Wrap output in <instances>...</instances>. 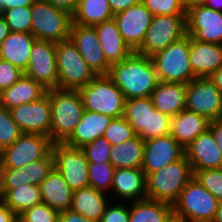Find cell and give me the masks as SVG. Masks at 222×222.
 I'll list each match as a JSON object with an SVG mask.
<instances>
[{"label":"cell","mask_w":222,"mask_h":222,"mask_svg":"<svg viewBox=\"0 0 222 222\" xmlns=\"http://www.w3.org/2000/svg\"><path fill=\"white\" fill-rule=\"evenodd\" d=\"M109 76L126 100L150 97L159 83L151 57L136 52L126 59L112 64Z\"/></svg>","instance_id":"obj_1"},{"label":"cell","mask_w":222,"mask_h":222,"mask_svg":"<svg viewBox=\"0 0 222 222\" xmlns=\"http://www.w3.org/2000/svg\"><path fill=\"white\" fill-rule=\"evenodd\" d=\"M51 108L50 138L63 143L74 131L85 111L78 90L48 89Z\"/></svg>","instance_id":"obj_2"},{"label":"cell","mask_w":222,"mask_h":222,"mask_svg":"<svg viewBox=\"0 0 222 222\" xmlns=\"http://www.w3.org/2000/svg\"><path fill=\"white\" fill-rule=\"evenodd\" d=\"M193 177L191 165L184 155L181 159L146 176V198L173 205Z\"/></svg>","instance_id":"obj_3"},{"label":"cell","mask_w":222,"mask_h":222,"mask_svg":"<svg viewBox=\"0 0 222 222\" xmlns=\"http://www.w3.org/2000/svg\"><path fill=\"white\" fill-rule=\"evenodd\" d=\"M219 200L193 177L173 203V215L185 222H213Z\"/></svg>","instance_id":"obj_4"},{"label":"cell","mask_w":222,"mask_h":222,"mask_svg":"<svg viewBox=\"0 0 222 222\" xmlns=\"http://www.w3.org/2000/svg\"><path fill=\"white\" fill-rule=\"evenodd\" d=\"M190 36L185 35L151 56L159 81L188 84L196 76L189 60Z\"/></svg>","instance_id":"obj_5"},{"label":"cell","mask_w":222,"mask_h":222,"mask_svg":"<svg viewBox=\"0 0 222 222\" xmlns=\"http://www.w3.org/2000/svg\"><path fill=\"white\" fill-rule=\"evenodd\" d=\"M78 92L85 110L111 118L123 116L126 99L109 75H97Z\"/></svg>","instance_id":"obj_6"},{"label":"cell","mask_w":222,"mask_h":222,"mask_svg":"<svg viewBox=\"0 0 222 222\" xmlns=\"http://www.w3.org/2000/svg\"><path fill=\"white\" fill-rule=\"evenodd\" d=\"M58 89L79 90L97 75L70 40L56 42Z\"/></svg>","instance_id":"obj_7"},{"label":"cell","mask_w":222,"mask_h":222,"mask_svg":"<svg viewBox=\"0 0 222 222\" xmlns=\"http://www.w3.org/2000/svg\"><path fill=\"white\" fill-rule=\"evenodd\" d=\"M31 34L37 40L60 42L70 39L72 15L46 0H36L31 7Z\"/></svg>","instance_id":"obj_8"},{"label":"cell","mask_w":222,"mask_h":222,"mask_svg":"<svg viewBox=\"0 0 222 222\" xmlns=\"http://www.w3.org/2000/svg\"><path fill=\"white\" fill-rule=\"evenodd\" d=\"M187 35L186 15H154L137 54L151 57Z\"/></svg>","instance_id":"obj_9"},{"label":"cell","mask_w":222,"mask_h":222,"mask_svg":"<svg viewBox=\"0 0 222 222\" xmlns=\"http://www.w3.org/2000/svg\"><path fill=\"white\" fill-rule=\"evenodd\" d=\"M50 137L37 133H22L10 146L0 152V168H21L46 157L51 151Z\"/></svg>","instance_id":"obj_10"},{"label":"cell","mask_w":222,"mask_h":222,"mask_svg":"<svg viewBox=\"0 0 222 222\" xmlns=\"http://www.w3.org/2000/svg\"><path fill=\"white\" fill-rule=\"evenodd\" d=\"M185 109L209 121L222 119V94L209 77H195L186 84Z\"/></svg>","instance_id":"obj_11"},{"label":"cell","mask_w":222,"mask_h":222,"mask_svg":"<svg viewBox=\"0 0 222 222\" xmlns=\"http://www.w3.org/2000/svg\"><path fill=\"white\" fill-rule=\"evenodd\" d=\"M54 167L75 191L89 186L88 160L81 148H73L64 143H53Z\"/></svg>","instance_id":"obj_12"},{"label":"cell","mask_w":222,"mask_h":222,"mask_svg":"<svg viewBox=\"0 0 222 222\" xmlns=\"http://www.w3.org/2000/svg\"><path fill=\"white\" fill-rule=\"evenodd\" d=\"M24 75L40 83L45 89L58 88L56 43L36 40L32 46L29 65Z\"/></svg>","instance_id":"obj_13"},{"label":"cell","mask_w":222,"mask_h":222,"mask_svg":"<svg viewBox=\"0 0 222 222\" xmlns=\"http://www.w3.org/2000/svg\"><path fill=\"white\" fill-rule=\"evenodd\" d=\"M187 35L200 42L222 45V12L205 5L186 11Z\"/></svg>","instance_id":"obj_14"},{"label":"cell","mask_w":222,"mask_h":222,"mask_svg":"<svg viewBox=\"0 0 222 222\" xmlns=\"http://www.w3.org/2000/svg\"><path fill=\"white\" fill-rule=\"evenodd\" d=\"M152 18L142 1L113 16L121 37L133 52L141 46Z\"/></svg>","instance_id":"obj_15"},{"label":"cell","mask_w":222,"mask_h":222,"mask_svg":"<svg viewBox=\"0 0 222 222\" xmlns=\"http://www.w3.org/2000/svg\"><path fill=\"white\" fill-rule=\"evenodd\" d=\"M70 40L96 75H109L111 64L106 60L94 26L71 24Z\"/></svg>","instance_id":"obj_16"},{"label":"cell","mask_w":222,"mask_h":222,"mask_svg":"<svg viewBox=\"0 0 222 222\" xmlns=\"http://www.w3.org/2000/svg\"><path fill=\"white\" fill-rule=\"evenodd\" d=\"M22 133H37L50 137L51 108L49 96L9 109Z\"/></svg>","instance_id":"obj_17"},{"label":"cell","mask_w":222,"mask_h":222,"mask_svg":"<svg viewBox=\"0 0 222 222\" xmlns=\"http://www.w3.org/2000/svg\"><path fill=\"white\" fill-rule=\"evenodd\" d=\"M184 155L185 149L170 134L145 140L141 169L147 176Z\"/></svg>","instance_id":"obj_18"},{"label":"cell","mask_w":222,"mask_h":222,"mask_svg":"<svg viewBox=\"0 0 222 222\" xmlns=\"http://www.w3.org/2000/svg\"><path fill=\"white\" fill-rule=\"evenodd\" d=\"M54 167L52 151L44 158L21 168H0V191H9L25 184L40 185Z\"/></svg>","instance_id":"obj_19"},{"label":"cell","mask_w":222,"mask_h":222,"mask_svg":"<svg viewBox=\"0 0 222 222\" xmlns=\"http://www.w3.org/2000/svg\"><path fill=\"white\" fill-rule=\"evenodd\" d=\"M185 155L193 174L200 170L222 168V155L209 129L185 148Z\"/></svg>","instance_id":"obj_20"},{"label":"cell","mask_w":222,"mask_h":222,"mask_svg":"<svg viewBox=\"0 0 222 222\" xmlns=\"http://www.w3.org/2000/svg\"><path fill=\"white\" fill-rule=\"evenodd\" d=\"M189 60L196 77H209L222 66V45L190 37Z\"/></svg>","instance_id":"obj_21"},{"label":"cell","mask_w":222,"mask_h":222,"mask_svg":"<svg viewBox=\"0 0 222 222\" xmlns=\"http://www.w3.org/2000/svg\"><path fill=\"white\" fill-rule=\"evenodd\" d=\"M113 118L102 113L85 110L71 135L63 142L73 148H82L102 137Z\"/></svg>","instance_id":"obj_22"},{"label":"cell","mask_w":222,"mask_h":222,"mask_svg":"<svg viewBox=\"0 0 222 222\" xmlns=\"http://www.w3.org/2000/svg\"><path fill=\"white\" fill-rule=\"evenodd\" d=\"M124 201L146 199V175L141 168L115 169L111 192Z\"/></svg>","instance_id":"obj_23"},{"label":"cell","mask_w":222,"mask_h":222,"mask_svg":"<svg viewBox=\"0 0 222 222\" xmlns=\"http://www.w3.org/2000/svg\"><path fill=\"white\" fill-rule=\"evenodd\" d=\"M39 187L42 201L51 209L62 212L71 208L73 190L55 167H53Z\"/></svg>","instance_id":"obj_24"},{"label":"cell","mask_w":222,"mask_h":222,"mask_svg":"<svg viewBox=\"0 0 222 222\" xmlns=\"http://www.w3.org/2000/svg\"><path fill=\"white\" fill-rule=\"evenodd\" d=\"M209 124L210 121L204 116L184 109L172 117L170 135L185 149L209 129Z\"/></svg>","instance_id":"obj_25"},{"label":"cell","mask_w":222,"mask_h":222,"mask_svg":"<svg viewBox=\"0 0 222 222\" xmlns=\"http://www.w3.org/2000/svg\"><path fill=\"white\" fill-rule=\"evenodd\" d=\"M94 28L97 32L99 43L103 49L106 60L111 65L126 59L133 53L121 37L117 24L113 18L94 25Z\"/></svg>","instance_id":"obj_26"},{"label":"cell","mask_w":222,"mask_h":222,"mask_svg":"<svg viewBox=\"0 0 222 222\" xmlns=\"http://www.w3.org/2000/svg\"><path fill=\"white\" fill-rule=\"evenodd\" d=\"M150 97L156 110L173 117L185 109L186 85L159 81Z\"/></svg>","instance_id":"obj_27"},{"label":"cell","mask_w":222,"mask_h":222,"mask_svg":"<svg viewBox=\"0 0 222 222\" xmlns=\"http://www.w3.org/2000/svg\"><path fill=\"white\" fill-rule=\"evenodd\" d=\"M36 40L31 33L10 32L0 44V59L25 71L29 65L32 46Z\"/></svg>","instance_id":"obj_28"},{"label":"cell","mask_w":222,"mask_h":222,"mask_svg":"<svg viewBox=\"0 0 222 222\" xmlns=\"http://www.w3.org/2000/svg\"><path fill=\"white\" fill-rule=\"evenodd\" d=\"M46 91L40 83L23 74L12 86L0 93V105L7 109L15 108L39 100Z\"/></svg>","instance_id":"obj_29"},{"label":"cell","mask_w":222,"mask_h":222,"mask_svg":"<svg viewBox=\"0 0 222 222\" xmlns=\"http://www.w3.org/2000/svg\"><path fill=\"white\" fill-rule=\"evenodd\" d=\"M106 194V195H105ZM107 193L96 190L91 186L75 190L72 193V205L70 210L84 217L99 222L108 202Z\"/></svg>","instance_id":"obj_30"},{"label":"cell","mask_w":222,"mask_h":222,"mask_svg":"<svg viewBox=\"0 0 222 222\" xmlns=\"http://www.w3.org/2000/svg\"><path fill=\"white\" fill-rule=\"evenodd\" d=\"M154 110L151 97L133 98L125 101L123 117L133 128L134 133L144 141L148 140L150 112Z\"/></svg>","instance_id":"obj_31"},{"label":"cell","mask_w":222,"mask_h":222,"mask_svg":"<svg viewBox=\"0 0 222 222\" xmlns=\"http://www.w3.org/2000/svg\"><path fill=\"white\" fill-rule=\"evenodd\" d=\"M172 216V204L164 201L146 198L129 206V222H167Z\"/></svg>","instance_id":"obj_32"},{"label":"cell","mask_w":222,"mask_h":222,"mask_svg":"<svg viewBox=\"0 0 222 222\" xmlns=\"http://www.w3.org/2000/svg\"><path fill=\"white\" fill-rule=\"evenodd\" d=\"M145 141L138 135L125 142L112 146L110 162L119 168H141Z\"/></svg>","instance_id":"obj_33"},{"label":"cell","mask_w":222,"mask_h":222,"mask_svg":"<svg viewBox=\"0 0 222 222\" xmlns=\"http://www.w3.org/2000/svg\"><path fill=\"white\" fill-rule=\"evenodd\" d=\"M0 200L16 216L24 210L43 202L40 187L33 184H23L9 191H0Z\"/></svg>","instance_id":"obj_34"},{"label":"cell","mask_w":222,"mask_h":222,"mask_svg":"<svg viewBox=\"0 0 222 222\" xmlns=\"http://www.w3.org/2000/svg\"><path fill=\"white\" fill-rule=\"evenodd\" d=\"M108 0H79L72 24L94 26L113 18Z\"/></svg>","instance_id":"obj_35"},{"label":"cell","mask_w":222,"mask_h":222,"mask_svg":"<svg viewBox=\"0 0 222 222\" xmlns=\"http://www.w3.org/2000/svg\"><path fill=\"white\" fill-rule=\"evenodd\" d=\"M115 167L111 162L89 163V186L103 192H110L112 180L114 177Z\"/></svg>","instance_id":"obj_36"},{"label":"cell","mask_w":222,"mask_h":222,"mask_svg":"<svg viewBox=\"0 0 222 222\" xmlns=\"http://www.w3.org/2000/svg\"><path fill=\"white\" fill-rule=\"evenodd\" d=\"M11 32L31 33V7H16L2 11Z\"/></svg>","instance_id":"obj_37"},{"label":"cell","mask_w":222,"mask_h":222,"mask_svg":"<svg viewBox=\"0 0 222 222\" xmlns=\"http://www.w3.org/2000/svg\"><path fill=\"white\" fill-rule=\"evenodd\" d=\"M22 132L12 119L10 110L0 105V152L14 143Z\"/></svg>","instance_id":"obj_38"},{"label":"cell","mask_w":222,"mask_h":222,"mask_svg":"<svg viewBox=\"0 0 222 222\" xmlns=\"http://www.w3.org/2000/svg\"><path fill=\"white\" fill-rule=\"evenodd\" d=\"M135 135L133 128L122 116L111 120L103 137L107 139L112 146H115L133 138Z\"/></svg>","instance_id":"obj_39"},{"label":"cell","mask_w":222,"mask_h":222,"mask_svg":"<svg viewBox=\"0 0 222 222\" xmlns=\"http://www.w3.org/2000/svg\"><path fill=\"white\" fill-rule=\"evenodd\" d=\"M59 212L41 202L17 216L18 222H58Z\"/></svg>","instance_id":"obj_40"},{"label":"cell","mask_w":222,"mask_h":222,"mask_svg":"<svg viewBox=\"0 0 222 222\" xmlns=\"http://www.w3.org/2000/svg\"><path fill=\"white\" fill-rule=\"evenodd\" d=\"M194 177L214 197L222 200V168L196 171Z\"/></svg>","instance_id":"obj_41"},{"label":"cell","mask_w":222,"mask_h":222,"mask_svg":"<svg viewBox=\"0 0 222 222\" xmlns=\"http://www.w3.org/2000/svg\"><path fill=\"white\" fill-rule=\"evenodd\" d=\"M112 145L103 136L82 147L88 163L110 162Z\"/></svg>","instance_id":"obj_42"},{"label":"cell","mask_w":222,"mask_h":222,"mask_svg":"<svg viewBox=\"0 0 222 222\" xmlns=\"http://www.w3.org/2000/svg\"><path fill=\"white\" fill-rule=\"evenodd\" d=\"M144 6L154 15H186L180 0H142Z\"/></svg>","instance_id":"obj_43"},{"label":"cell","mask_w":222,"mask_h":222,"mask_svg":"<svg viewBox=\"0 0 222 222\" xmlns=\"http://www.w3.org/2000/svg\"><path fill=\"white\" fill-rule=\"evenodd\" d=\"M171 119L169 115L161 113L159 110L150 112L148 140L169 135L171 132Z\"/></svg>","instance_id":"obj_44"},{"label":"cell","mask_w":222,"mask_h":222,"mask_svg":"<svg viewBox=\"0 0 222 222\" xmlns=\"http://www.w3.org/2000/svg\"><path fill=\"white\" fill-rule=\"evenodd\" d=\"M24 71L10 62L0 59V93L18 81Z\"/></svg>","instance_id":"obj_45"},{"label":"cell","mask_w":222,"mask_h":222,"mask_svg":"<svg viewBox=\"0 0 222 222\" xmlns=\"http://www.w3.org/2000/svg\"><path fill=\"white\" fill-rule=\"evenodd\" d=\"M99 222H129V207L122 202L121 204L107 205Z\"/></svg>","instance_id":"obj_46"},{"label":"cell","mask_w":222,"mask_h":222,"mask_svg":"<svg viewBox=\"0 0 222 222\" xmlns=\"http://www.w3.org/2000/svg\"><path fill=\"white\" fill-rule=\"evenodd\" d=\"M58 222H96L72 210L59 212Z\"/></svg>","instance_id":"obj_47"},{"label":"cell","mask_w":222,"mask_h":222,"mask_svg":"<svg viewBox=\"0 0 222 222\" xmlns=\"http://www.w3.org/2000/svg\"><path fill=\"white\" fill-rule=\"evenodd\" d=\"M46 1L50 3L52 6L64 10L71 15L74 14L79 2V0H46Z\"/></svg>","instance_id":"obj_48"},{"label":"cell","mask_w":222,"mask_h":222,"mask_svg":"<svg viewBox=\"0 0 222 222\" xmlns=\"http://www.w3.org/2000/svg\"><path fill=\"white\" fill-rule=\"evenodd\" d=\"M209 130L212 132L218 149L222 155V119L210 121Z\"/></svg>","instance_id":"obj_49"},{"label":"cell","mask_w":222,"mask_h":222,"mask_svg":"<svg viewBox=\"0 0 222 222\" xmlns=\"http://www.w3.org/2000/svg\"><path fill=\"white\" fill-rule=\"evenodd\" d=\"M140 1L142 0H108L113 15L126 10Z\"/></svg>","instance_id":"obj_50"},{"label":"cell","mask_w":222,"mask_h":222,"mask_svg":"<svg viewBox=\"0 0 222 222\" xmlns=\"http://www.w3.org/2000/svg\"><path fill=\"white\" fill-rule=\"evenodd\" d=\"M0 222H18L17 216L1 200Z\"/></svg>","instance_id":"obj_51"},{"label":"cell","mask_w":222,"mask_h":222,"mask_svg":"<svg viewBox=\"0 0 222 222\" xmlns=\"http://www.w3.org/2000/svg\"><path fill=\"white\" fill-rule=\"evenodd\" d=\"M36 0H7V9L16 7H32Z\"/></svg>","instance_id":"obj_52"},{"label":"cell","mask_w":222,"mask_h":222,"mask_svg":"<svg viewBox=\"0 0 222 222\" xmlns=\"http://www.w3.org/2000/svg\"><path fill=\"white\" fill-rule=\"evenodd\" d=\"M209 79L222 94V66L209 76Z\"/></svg>","instance_id":"obj_53"},{"label":"cell","mask_w":222,"mask_h":222,"mask_svg":"<svg viewBox=\"0 0 222 222\" xmlns=\"http://www.w3.org/2000/svg\"><path fill=\"white\" fill-rule=\"evenodd\" d=\"M10 32L11 31H10V28H9L7 22L1 16L0 17V44L9 35Z\"/></svg>","instance_id":"obj_54"},{"label":"cell","mask_w":222,"mask_h":222,"mask_svg":"<svg viewBox=\"0 0 222 222\" xmlns=\"http://www.w3.org/2000/svg\"><path fill=\"white\" fill-rule=\"evenodd\" d=\"M185 11H188L190 8L199 5H205L207 0H180Z\"/></svg>","instance_id":"obj_55"},{"label":"cell","mask_w":222,"mask_h":222,"mask_svg":"<svg viewBox=\"0 0 222 222\" xmlns=\"http://www.w3.org/2000/svg\"><path fill=\"white\" fill-rule=\"evenodd\" d=\"M205 6L215 11L222 12V0H207Z\"/></svg>","instance_id":"obj_56"},{"label":"cell","mask_w":222,"mask_h":222,"mask_svg":"<svg viewBox=\"0 0 222 222\" xmlns=\"http://www.w3.org/2000/svg\"><path fill=\"white\" fill-rule=\"evenodd\" d=\"M213 222H222V200L219 201L217 213Z\"/></svg>","instance_id":"obj_57"},{"label":"cell","mask_w":222,"mask_h":222,"mask_svg":"<svg viewBox=\"0 0 222 222\" xmlns=\"http://www.w3.org/2000/svg\"><path fill=\"white\" fill-rule=\"evenodd\" d=\"M167 222H185V221L173 215Z\"/></svg>","instance_id":"obj_58"},{"label":"cell","mask_w":222,"mask_h":222,"mask_svg":"<svg viewBox=\"0 0 222 222\" xmlns=\"http://www.w3.org/2000/svg\"><path fill=\"white\" fill-rule=\"evenodd\" d=\"M0 9L2 11L7 9V0H0Z\"/></svg>","instance_id":"obj_59"}]
</instances>
